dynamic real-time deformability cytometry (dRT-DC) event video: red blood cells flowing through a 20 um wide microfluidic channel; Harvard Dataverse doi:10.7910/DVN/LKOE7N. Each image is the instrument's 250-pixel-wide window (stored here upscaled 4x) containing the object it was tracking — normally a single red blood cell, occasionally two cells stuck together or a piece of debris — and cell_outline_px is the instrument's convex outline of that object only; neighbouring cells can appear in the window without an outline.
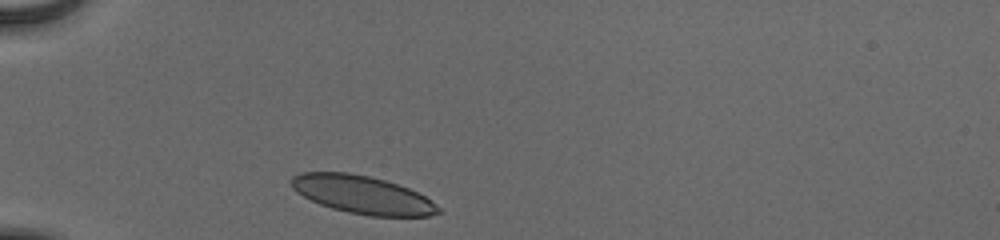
{"species": "human", "species_latin": "Homo sapiens", "temperature_condition": "cold", "stored_images_in_passage": 31, "camera_frame_rate_fps": 3000, "um_per_image_px": 0.085, "donor": {"sex": "male"}, "frame": {"image": 1, "passage_image": 1, "time_ms": 0.0, "image_size_px": [1000, 240], "cell_outline_px": [[444, 212], [428, 216], [368, 216], [348, 212], [332, 208], [320, 204], [296, 192], [292, 188], [288, 180], [292, 176], [300, 172], [348, 172], [368, 176], [384, 180], [408, 188], [424, 196], [440, 208]], "centroid_in_image_um": [30.77, 16.55], "position_along_channel_um": 54.2, "area_um2": 32.48}}
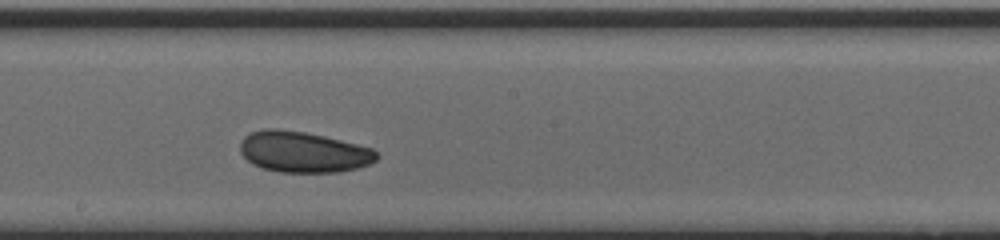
{"frame": {"image": 2, "passage_image": 16, "time_ms": 5.0, "image_size_px": [1000, 240], "cell_outline_px": [[380, 156], [376, 160], [368, 164], [356, 168], [336, 172], [280, 172], [264, 168], [252, 164], [240, 152], [240, 140], [244, 136], [252, 132], [264, 128], [276, 128], [304, 132], [324, 136], [372, 148]], "centroid_in_image_um": [25.75, 12.91], "position_along_channel_um": 222.4, "area_um2": 32.43}}
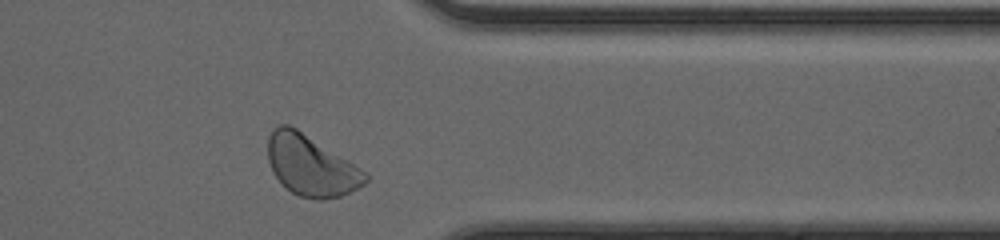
{"frame": {"image": 3, "passage_image": 29, "time_ms": 9.333, "image_size_px": [1000, 240], "cell_outline_px": [[368, 180], [364, 184], [340, 196], [324, 200], [316, 200], [300, 196], [292, 192], [280, 184], [272, 172], [268, 160], [268, 136], [272, 128], [280, 124], [288, 124], [296, 128], [368, 172]], "centroid_in_image_um": [26.41, 14.08], "position_along_channel_um": 385.0, "area_um2": 34.56}, "authors_computed_cell_mechanics": {"area_um2": 32.5992, "velocity_mm_per_s": 3.8337, "shape_relaxation_time_tau1_ms": 2.6519, "shape_relaxation_time_tau2_ms": null, "deformation_change_tau1": 0.0703, "deformation_change_tau2": null}}